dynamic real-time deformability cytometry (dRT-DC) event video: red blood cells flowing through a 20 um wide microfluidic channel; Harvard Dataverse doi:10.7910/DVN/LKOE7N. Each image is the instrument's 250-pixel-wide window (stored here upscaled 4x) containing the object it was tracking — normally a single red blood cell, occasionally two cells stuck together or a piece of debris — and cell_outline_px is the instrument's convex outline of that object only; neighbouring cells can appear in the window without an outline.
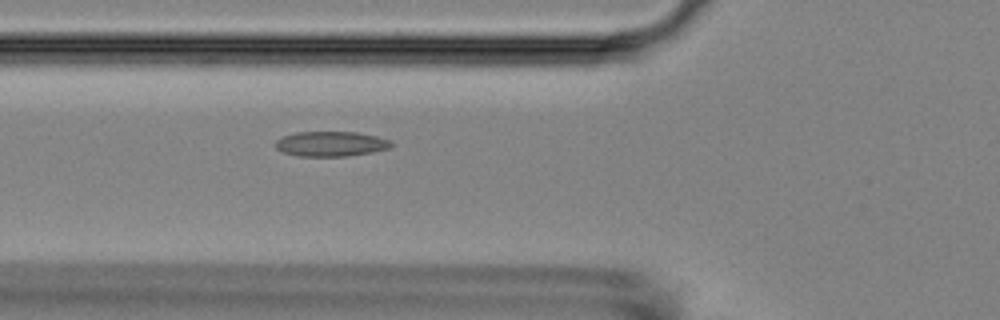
{"species": "Egyptian fruit bat (a non-hibernating species)", "species_latin": "Rousettus aegyptiacus", "temperature_condition": "room temperature", "stored_images_in_passage": 42, "camera_frame_rate_fps": 3000, "um_per_image_px": 0.085, "animal": {"sex": "female"}, "frame": {"image": 1, "passage_image": 9, "time_ms": 2.667, "image_size_px": [1000, 320], "cell_outline_px": [[392, 144], [388, 148], [372, 152], [348, 156], [296, 156], [284, 152], [276, 148], [276, 140], [284, 136], [296, 132], [356, 132], [376, 136], [392, 140]], "centroid_in_image_um": [28.13, 12.23], "position_along_channel_um": 97.7, "area_um2": 16.76}}
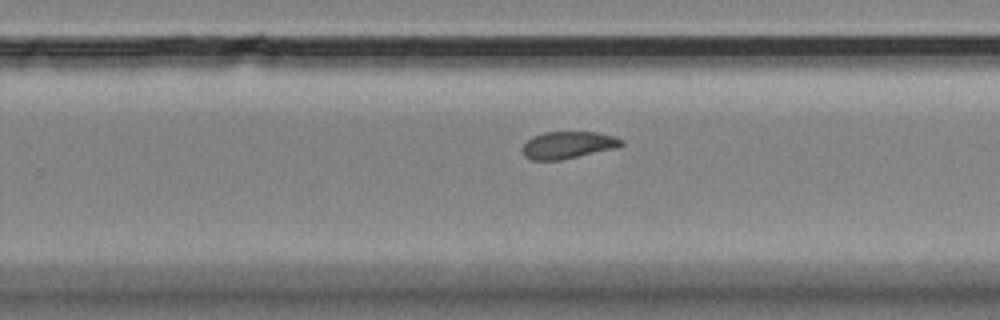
{"frame": {"image": 2, "passage_image": 24, "time_ms": 7.667, "image_size_px": [1000, 320], "cell_outline_px": [[624, 144], [616, 148], [560, 160], [532, 160], [524, 156], [524, 144], [532, 136], [544, 132], [596, 132], [612, 136], [624, 140]], "centroid_in_image_um": [48.29, 12.32], "position_along_channel_um": 281.5, "area_um2": 15.49}}
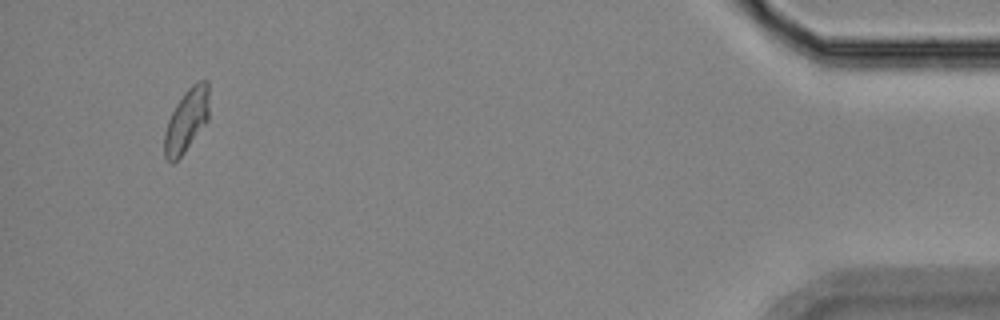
{"frame": {"image": 3, "passage_image": 41, "time_ms": 13.333, "image_size_px": [1000, 320], "cell_outline_px": [[208, 120], [184, 152], [172, 164], [164, 156], [164, 132], [168, 120], [176, 104], [184, 92], [192, 84], [200, 80], [208, 80]], "centroid_in_image_um": [15.84, 10.22], "position_along_channel_um": 419.4, "area_um2": 16.3}}